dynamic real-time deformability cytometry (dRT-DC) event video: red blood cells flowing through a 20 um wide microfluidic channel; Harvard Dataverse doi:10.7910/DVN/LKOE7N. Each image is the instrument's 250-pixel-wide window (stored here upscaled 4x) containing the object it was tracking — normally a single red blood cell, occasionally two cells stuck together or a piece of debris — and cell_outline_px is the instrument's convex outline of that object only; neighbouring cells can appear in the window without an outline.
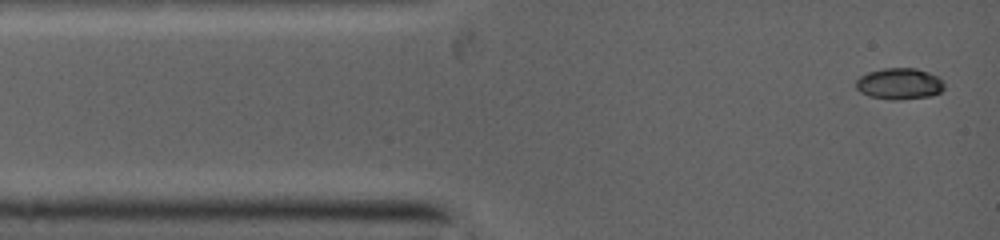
{"species": "common noctule bat (a hibernating species)", "species_latin": "Nyctalus noctula", "temperature_condition": "warm", "stored_images_in_passage": 5, "camera_frame_rate_fps": 5000, "um_per_image_px": 0.085, "animal": {"sex": "female", "body_mass_g": 19.0, "forearm_length_mm": 53.3}, "frame": {"image": 1, "passage_image": 1, "time_ms": 0.0, "image_size_px": [1000, 240], "cell_outline_px": [[944, 88], [940, 92], [932, 96], [900, 100], [892, 100], [868, 96], [860, 92], [856, 88], [856, 80], [860, 76], [868, 72], [884, 68], [916, 68], [940, 76], [944, 80]], "centroid_in_image_um": [76.47, 7.12], "position_along_channel_um": 8.5, "area_um2": 16.42}}
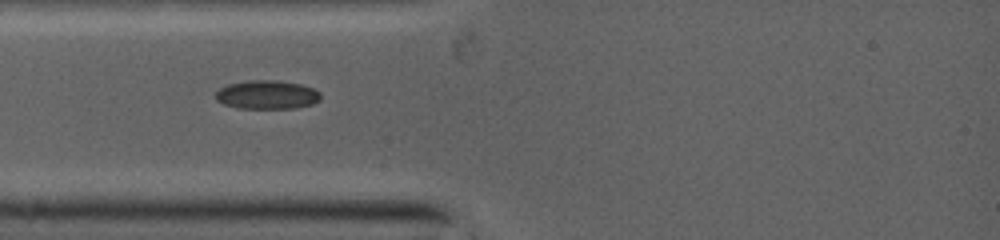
{"frame": {"image": 2, "passage_image": 4, "time_ms": 2.4, "image_size_px": [1000, 240], "cell_outline_px": [[320, 100], [312, 104], [292, 108], [240, 108], [224, 104], [216, 100], [216, 92], [220, 88], [228, 84], [252, 80], [272, 80], [300, 84], [312, 88], [320, 92]], "centroid_in_image_um": [22.69, 8.05], "position_along_channel_um": 62.3, "area_um2": 17.34}}